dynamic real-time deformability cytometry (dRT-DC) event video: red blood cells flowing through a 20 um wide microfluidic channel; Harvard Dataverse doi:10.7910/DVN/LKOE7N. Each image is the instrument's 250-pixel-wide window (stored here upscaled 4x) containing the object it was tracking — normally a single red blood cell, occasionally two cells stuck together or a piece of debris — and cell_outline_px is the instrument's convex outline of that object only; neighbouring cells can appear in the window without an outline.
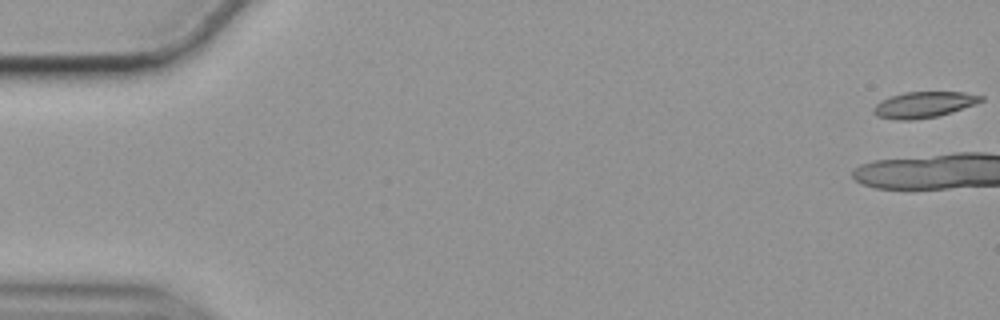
{"species": "common noctule bat (a hibernating species)", "species_latin": "Nyctalus noctula", "temperature_condition": "cold", "stored_images_in_passage": 7, "camera_frame_rate_fps": 3000, "um_per_image_px": 0.085, "animal": {"sex": "female", "body_mass_g": 19.9}, "frame": {"image": 1, "passage_image": 1, "time_ms": 0.0, "image_size_px": [1000, 320], "cell_outline_px": [[984, 100], [976, 104], [952, 112], [936, 116], [912, 120], [900, 120], [876, 116], [872, 112], [872, 108], [880, 100], [888, 96], [904, 92], [964, 92], [984, 96]], "centroid_in_image_um": [78.5, 8.89], "position_along_channel_um": 6.5, "area_um2": 16.42}}